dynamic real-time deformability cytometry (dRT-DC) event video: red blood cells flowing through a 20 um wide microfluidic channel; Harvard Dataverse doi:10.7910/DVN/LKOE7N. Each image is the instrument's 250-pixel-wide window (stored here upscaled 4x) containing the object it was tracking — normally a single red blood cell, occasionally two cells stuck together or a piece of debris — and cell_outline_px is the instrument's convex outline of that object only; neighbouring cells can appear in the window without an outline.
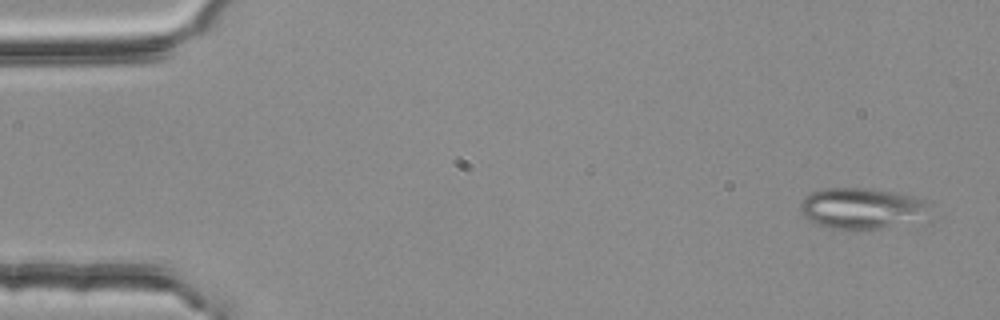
{"species": "common noctule bat (a hibernating species)", "species_latin": "Nyctalus noctula", "temperature_condition": "room temperature", "stored_images_in_passage": 3, "camera_frame_rate_fps": 3000, "um_per_image_px": 0.085, "animal": {"sex": "female", "body_mass_g": 25.1}, "frame": {"image": 1, "passage_image": 1, "time_ms": 0.0, "image_size_px": [1000, 320], "cell_outline_px": [[924, 204], [912, 212], [880, 228], [832, 228], [820, 224], [804, 216], [800, 212], [800, 204], [804, 196], [812, 192], [824, 188], [868, 188], [896, 192], [916, 196], [924, 200]], "centroid_in_image_um": [72.88, 17.61], "position_along_channel_um": 12.1, "area_um2": 28.03}}